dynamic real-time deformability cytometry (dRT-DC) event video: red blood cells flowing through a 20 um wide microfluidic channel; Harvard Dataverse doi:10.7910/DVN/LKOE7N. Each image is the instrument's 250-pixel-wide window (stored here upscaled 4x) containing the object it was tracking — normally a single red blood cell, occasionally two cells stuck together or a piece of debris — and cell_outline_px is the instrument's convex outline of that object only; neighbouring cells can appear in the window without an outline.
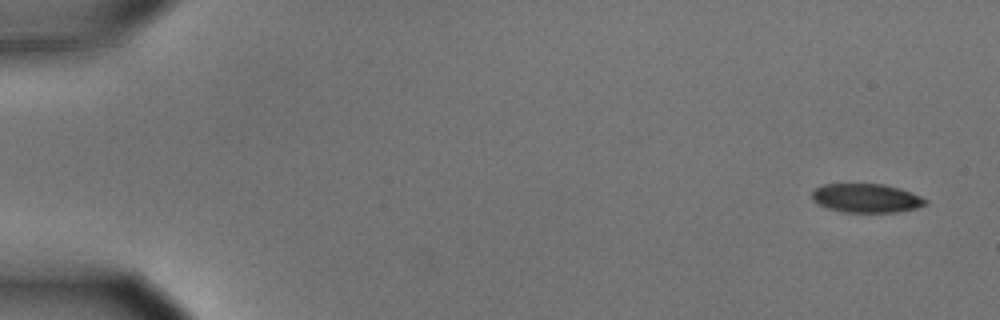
{"species": "common noctule bat (a hibernating species)", "species_latin": "Nyctalus noctula", "temperature_condition": "cold", "stored_images_in_passage": 5, "camera_frame_rate_fps": 3000, "um_per_image_px": 0.085, "animal": {"sex": "male", "body_mass_g": 15.6}, "frame": {"image": 1, "passage_image": 1, "time_ms": 0.0, "image_size_px": [1000, 320], "cell_outline_px": [[928, 204], [916, 208], [896, 212], [844, 212], [828, 208], [812, 200], [812, 192], [816, 188], [824, 184], [884, 184], [900, 188], [920, 196], [928, 200]], "centroid_in_image_um": [73.66, 16.84], "position_along_channel_um": 11.3, "area_um2": 19.02}}
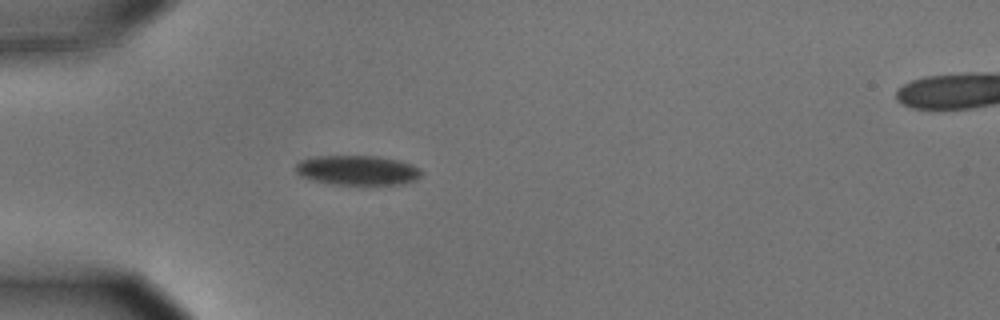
{"frame": {"image": 2, "passage_image": 5, "time_ms": 1.333, "image_size_px": [1000, 320], "cell_outline_px": [[424, 172], [416, 180], [400, 184], [332, 184], [300, 176], [296, 172], [296, 164], [300, 160], [308, 156], [380, 156], [400, 160], [412, 164], [420, 168]], "centroid_in_image_um": [30.4, 14.45], "position_along_channel_um": 54.6, "area_um2": 21.91}}